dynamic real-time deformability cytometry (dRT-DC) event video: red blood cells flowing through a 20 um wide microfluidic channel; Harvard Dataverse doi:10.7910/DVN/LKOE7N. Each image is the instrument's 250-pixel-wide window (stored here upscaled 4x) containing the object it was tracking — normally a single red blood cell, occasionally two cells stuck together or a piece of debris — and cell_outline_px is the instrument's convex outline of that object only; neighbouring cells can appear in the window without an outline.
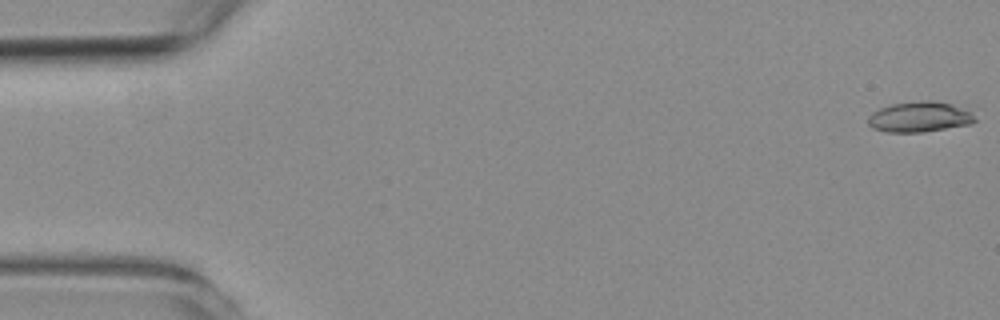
{"species": "common noctule bat (a hibernating species)", "species_latin": "Nyctalus noctula", "temperature_condition": "room temperature", "stored_images_in_passage": 58, "camera_frame_rate_fps": 3000, "um_per_image_px": 0.085, "animal": {"sex": "female", "body_mass_g": 19.3, "forearm_length_mm": 54.1}, "frame": {"image": 1, "passage_image": 1, "time_ms": 0.0, "image_size_px": [1000, 320], "cell_outline_px": [[976, 120], [972, 124], [924, 132], [884, 132], [872, 128], [868, 124], [868, 116], [872, 112], [880, 108], [892, 104], [920, 100], [928, 100], [952, 104], [972, 112]], "centroid_in_image_um": [78.15, 9.94], "position_along_channel_um": 6.9, "area_um2": 19.07}}
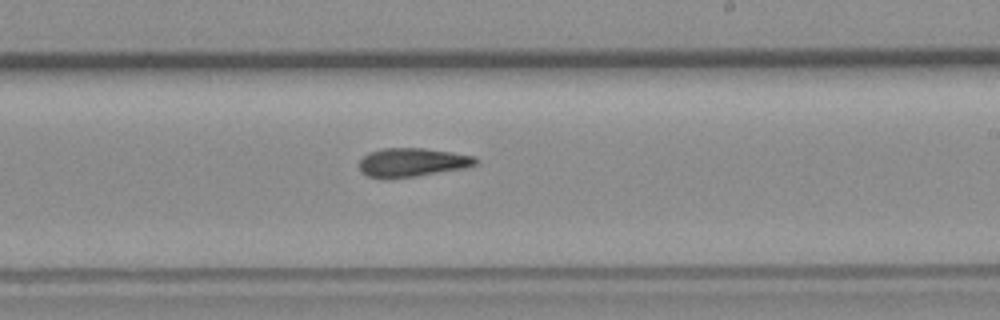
{"frame": {"image": 2, "passage_image": 34, "time_ms": 11.0, "image_size_px": [1000, 320], "cell_outline_px": [[480, 160], [476, 164], [464, 168], [416, 176], [384, 180], [368, 176], [360, 172], [360, 160], [368, 152], [384, 148], [424, 148], [452, 152], [476, 156]], "centroid_in_image_um": [35.03, 13.81], "position_along_channel_um": 254.0, "area_um2": 19.77}}
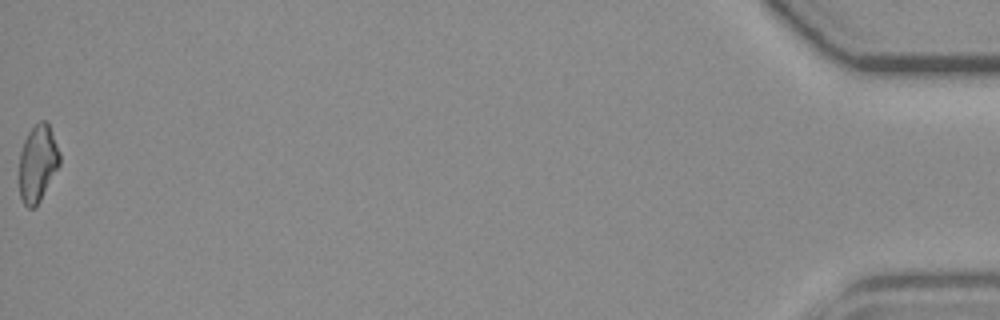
{"frame": {"image": 3, "passage_image": 58, "time_ms": 19.0, "image_size_px": [1000, 320], "cell_outline_px": [[60, 164], [40, 200], [32, 208], [28, 208], [24, 204], [20, 196], [20, 152], [24, 140], [28, 132], [40, 120], [44, 120], [48, 124], [60, 152]], "centroid_in_image_um": [3.2, 13.87], "position_along_channel_um": 432.0, "area_um2": 17.8}, "authors_computed_cell_mechanics": {"area_um2": 19.1896, "velocity_mm_per_s": 3.5833, "shape_relaxation_time_tau1_ms": null, "shape_relaxation_time_tau2_ms": 6.1224, "deformation_change_tau1": null, "deformation_change_tau2": 0.1544}}